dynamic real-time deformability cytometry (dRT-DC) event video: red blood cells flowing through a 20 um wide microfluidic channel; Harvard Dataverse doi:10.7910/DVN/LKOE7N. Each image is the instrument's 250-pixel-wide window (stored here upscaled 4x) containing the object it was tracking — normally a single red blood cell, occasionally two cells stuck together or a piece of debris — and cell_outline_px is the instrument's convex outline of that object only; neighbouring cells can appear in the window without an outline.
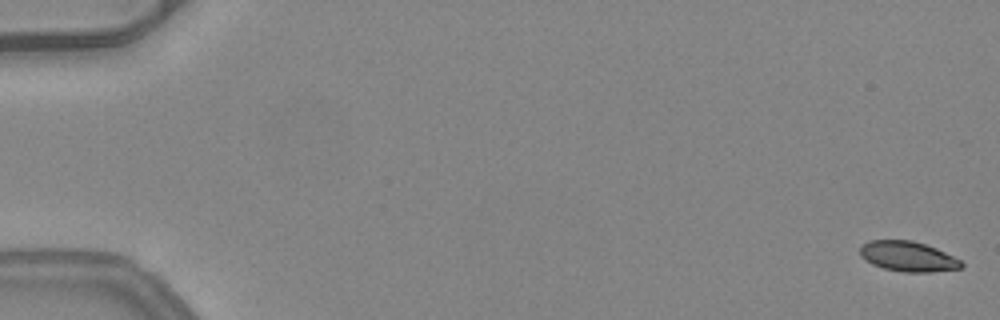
{"species": "common noctule bat (a hibernating species)", "species_latin": "Nyctalus noctula", "temperature_condition": "warm", "stored_images_in_passage": 48, "camera_frame_rate_fps": 3000, "um_per_image_px": 0.085, "animal": {"sex": "female", "body_mass_g": 24.6, "forearm_length_mm": 56.2}, "frame": {"image": 1, "passage_image": 1, "time_ms": 0.0, "image_size_px": [1000, 320], "cell_outline_px": [[964, 268], [932, 272], [904, 272], [884, 268], [872, 264], [864, 260], [860, 256], [860, 248], [868, 240], [912, 240], [936, 248], [960, 260], [964, 264]], "centroid_in_image_um": [77.18, 21.8], "position_along_channel_um": 7.8, "area_um2": 17.8}}
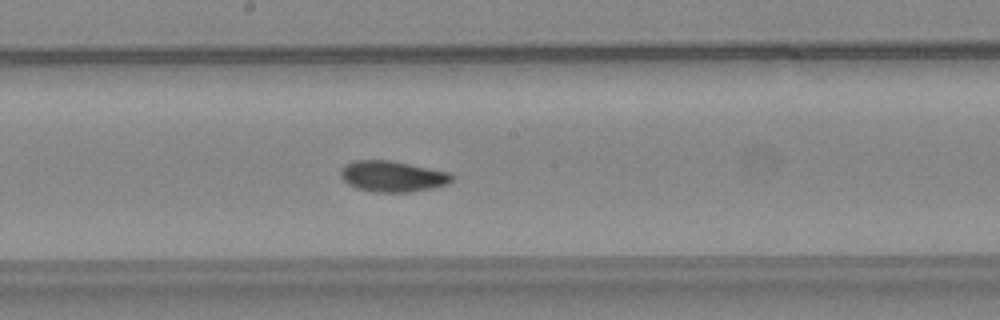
{"frame": {"image": 2, "passage_image": 29, "time_ms": 9.333, "image_size_px": [1000, 320], "cell_outline_px": [[452, 180], [448, 184], [432, 188], [412, 192], [372, 192], [356, 188], [348, 184], [340, 176], [340, 168], [344, 164], [356, 160], [388, 160], [448, 172], [452, 176]], "centroid_in_image_um": [33.31, 15.0], "position_along_channel_um": 214.9, "area_um2": 20.0}}
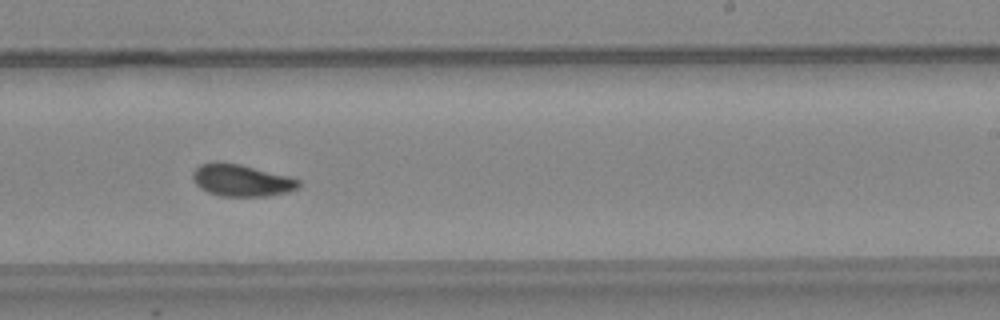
{"frame": {"image": 3, "passage_image": 33, "time_ms": 10.667, "image_size_px": [1000, 320], "cell_outline_px": [[300, 188], [288, 192], [268, 196], [220, 196], [208, 192], [200, 188], [196, 184], [192, 176], [192, 172], [200, 164], [212, 160], [216, 160], [240, 164], [288, 176], [300, 180]], "centroid_in_image_um": [20.5, 15.31], "position_along_channel_um": 268.5, "area_um2": 20.0}}